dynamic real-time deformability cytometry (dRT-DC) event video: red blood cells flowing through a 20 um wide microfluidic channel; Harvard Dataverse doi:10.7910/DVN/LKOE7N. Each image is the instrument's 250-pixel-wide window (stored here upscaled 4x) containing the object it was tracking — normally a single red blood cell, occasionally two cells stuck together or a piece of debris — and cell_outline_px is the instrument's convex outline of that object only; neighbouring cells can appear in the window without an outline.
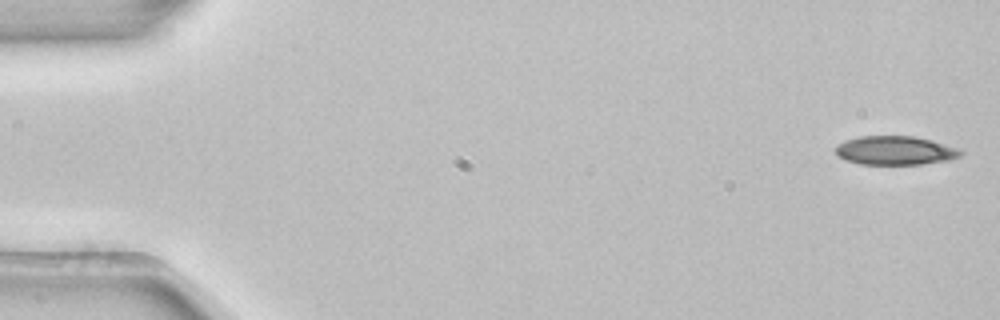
{"species": "common noctule bat (a hibernating species)", "species_latin": "Nyctalus noctula", "temperature_condition": "room temperature", "stored_images_in_passage": 7, "camera_frame_rate_fps": 3000, "um_per_image_px": 0.085, "animal": {"sex": "female", "body_mass_g": 22.7, "forearm_length_mm": 54.2}, "frame": {"image": 1, "passage_image": 1, "time_ms": 0.0, "image_size_px": [1000, 320], "cell_outline_px": [[964, 152], [960, 156], [948, 160], [924, 164], [860, 164], [844, 160], [836, 156], [836, 144], [844, 140], [860, 136], [912, 136], [932, 140], [960, 148]], "centroid_in_image_um": [76.08, 12.79], "position_along_channel_um": 8.9, "area_um2": 21.27}}
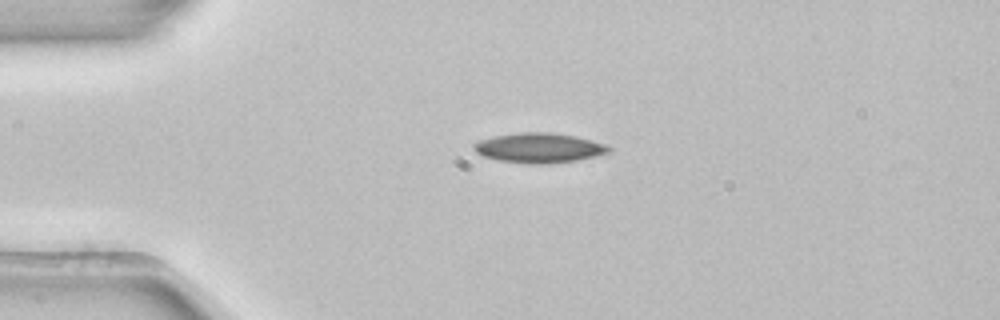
{"frame": {"image": 2, "passage_image": 4, "time_ms": 1.0, "image_size_px": [1000, 320], "cell_outline_px": [[612, 152], [596, 156], [576, 160], [548, 164], [532, 164], [500, 160], [484, 156], [476, 152], [472, 148], [472, 144], [480, 140], [492, 136], [520, 132], [552, 132], [572, 136], [608, 144], [612, 148]], "centroid_in_image_um": [45.84, 12.56], "position_along_channel_um": 39.2, "area_um2": 23.52}}